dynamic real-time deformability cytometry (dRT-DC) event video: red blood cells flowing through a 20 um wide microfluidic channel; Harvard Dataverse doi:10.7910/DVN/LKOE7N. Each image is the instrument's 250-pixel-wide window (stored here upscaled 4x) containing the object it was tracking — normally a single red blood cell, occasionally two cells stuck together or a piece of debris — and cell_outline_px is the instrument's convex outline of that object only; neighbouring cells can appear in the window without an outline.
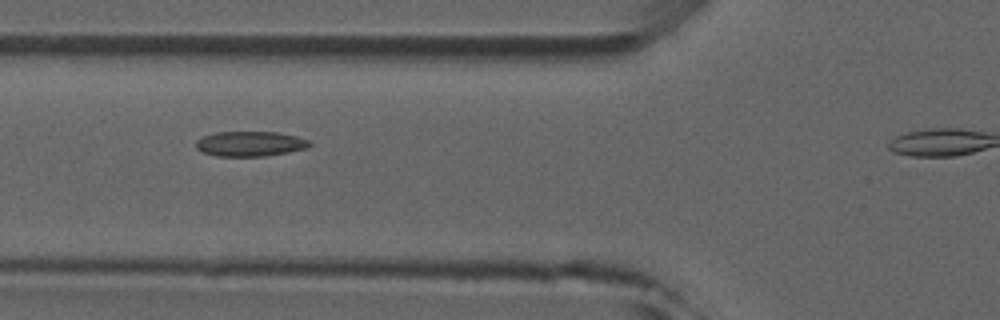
{"species": "common noctule bat (a hibernating species)", "species_latin": "Nyctalus noctula", "temperature_condition": "room temperature", "stored_images_in_passage": 4, "camera_frame_rate_fps": 3000, "um_per_image_px": 0.085, "animal": {"sex": "male", "forearm_length_mm": 52.5}, "frame": {"image": 1, "passage_image": 3, "time_ms": 2.333, "image_size_px": [1000, 320], "cell_outline_px": [[312, 144], [308, 148], [288, 152], [264, 156], [216, 156], [200, 152], [196, 148], [196, 140], [204, 136], [216, 132], [276, 132], [296, 136], [308, 140]], "centroid_in_image_um": [21.24, 12.23], "position_along_channel_um": 104.6, "area_um2": 16.59}}